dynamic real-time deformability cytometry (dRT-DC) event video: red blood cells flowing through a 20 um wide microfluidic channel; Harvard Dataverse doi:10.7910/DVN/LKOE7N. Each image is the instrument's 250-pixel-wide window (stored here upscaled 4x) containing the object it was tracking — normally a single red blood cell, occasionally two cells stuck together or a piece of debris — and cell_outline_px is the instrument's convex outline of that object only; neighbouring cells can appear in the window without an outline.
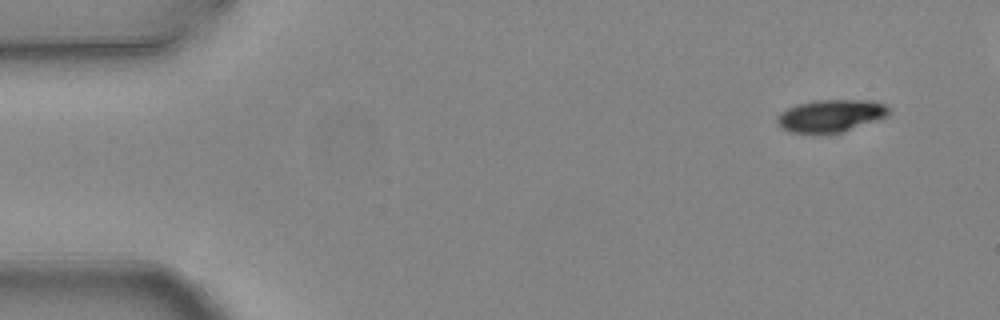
{"species": "common noctule bat (a hibernating species)", "species_latin": "Nyctalus noctula", "temperature_condition": "warm", "stored_images_in_passage": 7, "camera_frame_rate_fps": 3000, "um_per_image_px": 0.085, "animal": {"sex": "female", "body_mass_g": 24.6, "forearm_length_mm": 56.2}, "frame": {"image": 1, "passage_image": 1, "time_ms": 0.0, "image_size_px": [1000, 320], "cell_outline_px": [[892, 112], [888, 116], [840, 132], [820, 136], [788, 132], [780, 128], [776, 124], [776, 116], [780, 112], [796, 104], [816, 100], [868, 100], [884, 104]], "centroid_in_image_um": [70.53, 9.87], "position_along_channel_um": 14.5, "area_um2": 21.68}}